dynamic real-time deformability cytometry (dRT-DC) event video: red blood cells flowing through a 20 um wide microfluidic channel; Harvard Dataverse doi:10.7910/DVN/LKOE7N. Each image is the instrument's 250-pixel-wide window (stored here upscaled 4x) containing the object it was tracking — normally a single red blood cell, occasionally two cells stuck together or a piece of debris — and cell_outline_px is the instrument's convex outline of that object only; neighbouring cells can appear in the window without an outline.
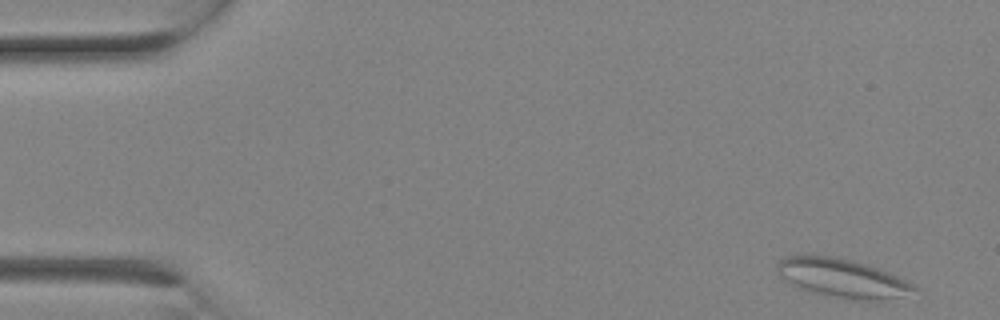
{"species": "Egyptian fruit bat (a non-hibernating species)", "species_latin": "Rousettus aegyptiacus", "temperature_condition": "room temperature", "stored_images_in_passage": 2, "camera_frame_rate_fps": 3000, "um_per_image_px": 0.085, "animal": {"sex": "female"}, "frame": {"image": 1, "passage_image": 1, "time_ms": 0.0, "image_size_px": [1000, 320], "cell_outline_px": [[920, 288], [916, 300], [860, 300], [836, 296], [816, 292], [804, 288], [780, 276], [776, 272], [776, 268], [780, 260], [784, 256], [800, 252], [808, 252], [836, 256], [868, 264], [880, 268], [916, 284]], "centroid_in_image_um": [71.8, 23.62], "position_along_channel_um": 13.2, "area_um2": 32.37}}